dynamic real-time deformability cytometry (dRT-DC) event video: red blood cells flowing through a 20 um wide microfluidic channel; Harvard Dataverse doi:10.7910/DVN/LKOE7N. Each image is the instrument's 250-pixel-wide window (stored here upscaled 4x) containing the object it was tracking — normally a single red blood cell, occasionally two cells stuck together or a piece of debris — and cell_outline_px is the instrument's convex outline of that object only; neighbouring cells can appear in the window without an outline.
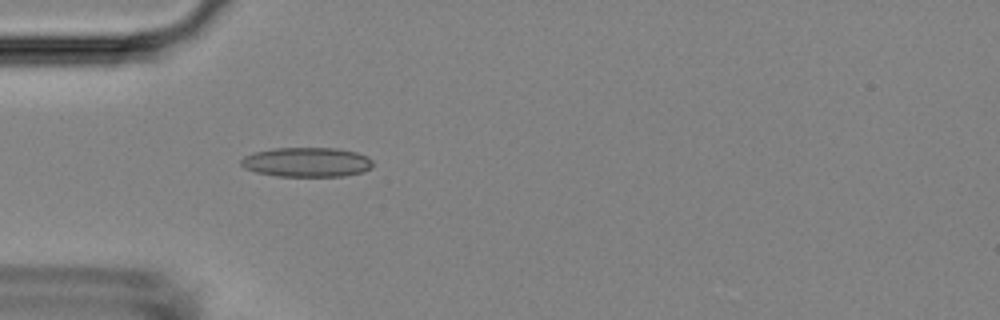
{"species": "Egyptian fruit bat (a non-hibernating species)", "species_latin": "Rousettus aegyptiacus", "temperature_condition": "room temperature", "stored_images_in_passage": 5, "camera_frame_rate_fps": 3000, "um_per_image_px": 0.085, "animal": {"sex": "female"}, "frame": {"image": 1, "passage_image": 5, "time_ms": 1.333, "image_size_px": [1000, 320], "cell_outline_px": [[372, 168], [364, 172], [344, 176], [276, 176], [256, 172], [244, 168], [240, 164], [240, 160], [244, 156], [252, 152], [272, 148], [336, 148], [356, 152], [368, 156], [372, 160]], "centroid_in_image_um": [26.07, 13.78], "position_along_channel_um": 58.9, "area_um2": 22.95}}